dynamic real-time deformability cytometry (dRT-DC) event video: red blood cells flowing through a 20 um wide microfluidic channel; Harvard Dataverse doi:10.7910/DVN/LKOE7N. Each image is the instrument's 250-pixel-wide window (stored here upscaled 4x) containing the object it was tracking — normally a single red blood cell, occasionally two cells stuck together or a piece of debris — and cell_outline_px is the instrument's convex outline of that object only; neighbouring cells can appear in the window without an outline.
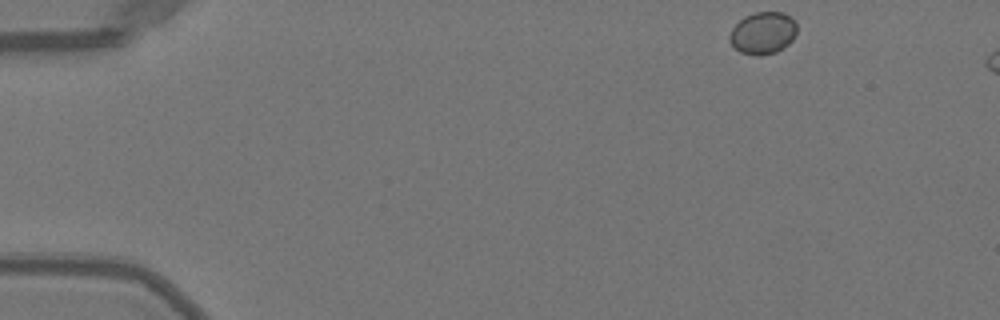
{"species": "Egyptian fruit bat (a non-hibernating species)", "species_latin": "Rousettus aegyptiacus", "temperature_condition": "warm", "stored_images_in_passage": 6, "camera_frame_rate_fps": 3000, "um_per_image_px": 0.085, "animal": {"sex": "female"}, "frame": {"image": 1, "passage_image": 1, "time_ms": 0.0, "image_size_px": [1000, 320], "cell_outline_px": [[796, 32], [792, 40], [784, 48], [776, 52], [760, 56], [756, 56], [740, 52], [728, 40], [728, 36], [732, 28], [744, 16], [752, 12], [784, 12], [792, 16], [796, 24]], "centroid_in_image_um": [64.85, 2.8], "position_along_channel_um": 20.2, "area_um2": 16.76}}